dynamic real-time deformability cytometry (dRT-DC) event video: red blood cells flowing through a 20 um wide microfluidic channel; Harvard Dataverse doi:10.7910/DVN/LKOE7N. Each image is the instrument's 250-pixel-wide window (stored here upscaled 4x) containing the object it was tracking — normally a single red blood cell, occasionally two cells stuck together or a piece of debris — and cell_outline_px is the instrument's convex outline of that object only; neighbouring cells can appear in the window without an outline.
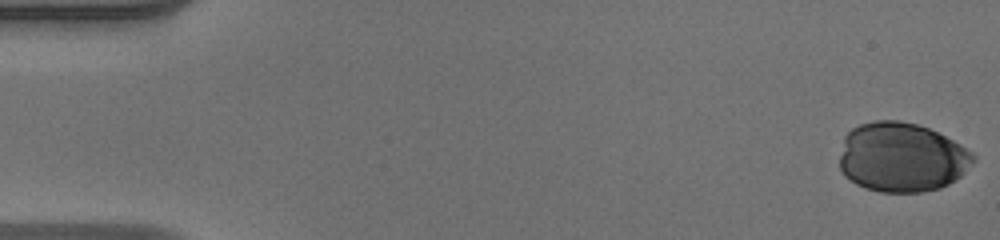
{"species": "human", "species_latin": "Homo sapiens", "temperature_condition": "warm", "stored_images_in_passage": 41, "camera_frame_rate_fps": 3000, "um_per_image_px": 0.085, "donor": {"sex": "male"}, "frame": {"image": 1, "passage_image": 1, "time_ms": 0.0, "image_size_px": [1000, 240], "cell_outline_px": [[976, 160], [956, 180], [940, 188], [924, 192], [880, 192], [856, 184], [844, 176], [840, 168], [840, 156], [844, 136], [852, 128], [860, 124], [876, 120], [896, 120], [916, 124], [928, 128], [960, 144], [972, 152], [976, 156]], "centroid_in_image_um": [76.64, 13.38], "position_along_channel_um": 8.4, "area_um2": 54.16}}
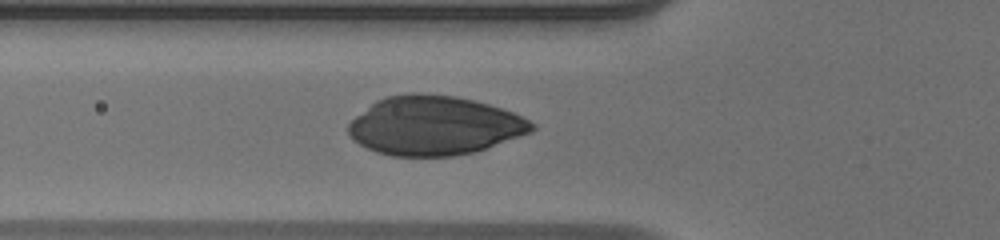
{"frame": {"image": 2, "passage_image": 18, "time_ms": 5.667, "image_size_px": [1000, 240], "cell_outline_px": [[536, 128], [532, 132], [488, 148], [472, 152], [452, 156], [392, 156], [376, 152], [360, 144], [348, 132], [348, 124], [356, 116], [376, 100], [384, 96], [412, 92], [420, 92], [456, 96], [488, 104], [512, 112], [536, 124]], "centroid_in_image_um": [36.93, 10.67], "position_along_channel_um": 88.9, "area_um2": 63.06}}
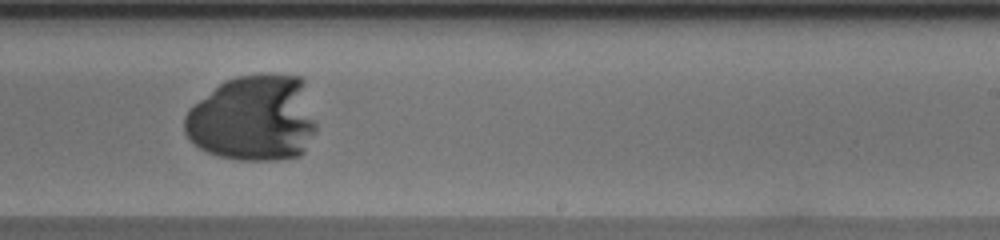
{"frame": {"image": 3, "passage_image": 31, "time_ms": 10.0, "image_size_px": [1000, 240], "cell_outline_px": [[316, 132], [304, 152], [300, 156], [276, 160], [240, 160], [220, 156], [208, 152], [200, 148], [184, 132], [184, 116], [188, 108], [224, 80], [236, 76], [264, 72], [300, 76], [304, 80], [316, 124]], "centroid_in_image_um": [21.56, 10.03], "position_along_channel_um": 267.4, "area_um2": 67.05}}